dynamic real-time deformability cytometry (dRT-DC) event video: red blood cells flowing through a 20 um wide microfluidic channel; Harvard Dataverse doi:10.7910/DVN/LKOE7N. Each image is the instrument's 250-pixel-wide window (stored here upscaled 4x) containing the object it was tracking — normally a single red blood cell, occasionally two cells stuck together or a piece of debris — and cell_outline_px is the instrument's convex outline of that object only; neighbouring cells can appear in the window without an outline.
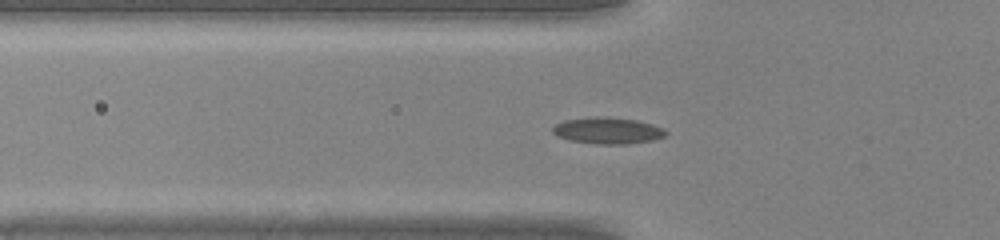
{"species": "common noctule bat (a hibernating species)", "species_latin": "Nyctalus noctula", "temperature_condition": "warm", "stored_images_in_passage": 41, "camera_frame_rate_fps": 3000, "um_per_image_px": 0.085, "animal": {"sex": "male", "body_mass_g": 20.0, "forearm_length_mm": 53.3}, "frame": {"image": 1, "passage_image": 15, "time_ms": 4.667, "image_size_px": [1000, 240], "cell_outline_px": [[668, 132], [664, 136], [652, 140], [628, 144], [596, 144], [572, 140], [556, 136], [552, 132], [552, 128], [556, 124], [564, 120], [636, 120], [652, 124], [664, 128]], "centroid_in_image_um": [51.7, 11.17], "position_along_channel_um": 74.1, "area_um2": 16.3}}
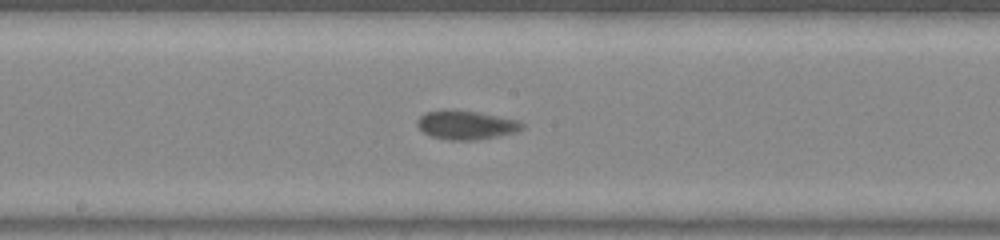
{"frame": {"image": 2, "passage_image": 24, "time_ms": 7.667, "image_size_px": [1000, 240], "cell_outline_px": [[524, 128], [516, 132], [476, 140], [448, 140], [432, 136], [424, 132], [416, 124], [416, 120], [420, 116], [428, 112], [476, 112], [516, 120], [524, 124]], "centroid_in_image_um": [39.64, 10.67], "position_along_channel_um": 208.6, "area_um2": 16.82}}
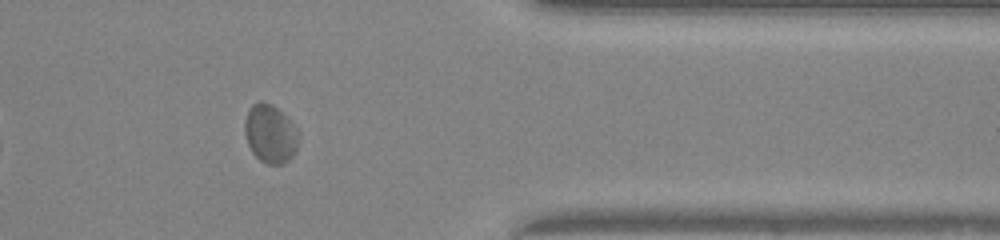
{"frame": {"image": 3, "passage_image": 37, "time_ms": 12.0, "image_size_px": [1000, 240], "cell_outline_px": [[296, 148], [292, 156], [284, 164], [268, 164], [260, 160], [252, 152], [248, 144], [244, 132], [244, 120], [252, 104], [260, 100], [272, 104], [288, 120], [296, 136]], "centroid_in_image_um": [22.89, 11.38], "position_along_channel_um": 388.5, "area_um2": 17.69}}